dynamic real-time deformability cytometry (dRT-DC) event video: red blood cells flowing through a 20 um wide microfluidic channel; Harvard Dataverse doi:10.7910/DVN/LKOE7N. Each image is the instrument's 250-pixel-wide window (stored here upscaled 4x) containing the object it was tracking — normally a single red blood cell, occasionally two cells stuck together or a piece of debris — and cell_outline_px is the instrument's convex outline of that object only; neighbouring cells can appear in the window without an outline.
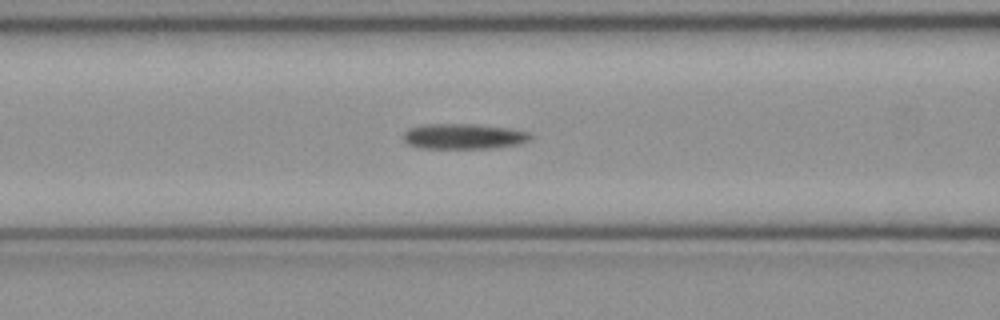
{"species": "common noctule bat (a hibernating species)", "species_latin": "Nyctalus noctula", "temperature_condition": "cold", "stored_images_in_passage": 43, "camera_frame_rate_fps": 3000, "um_per_image_px": 0.085, "animal": {"sex": "female", "body_mass_g": 21.9}, "frame": {"image": 1, "passage_image": 13, "time_ms": 4.0, "image_size_px": [1000, 320], "cell_outline_px": [[532, 136], [528, 140], [520, 144], [492, 148], [420, 148], [408, 144], [404, 140], [404, 132], [408, 128], [424, 124], [476, 124], [512, 128], [528, 132]], "centroid_in_image_um": [39.41, 11.58], "position_along_channel_um": 127.2, "area_um2": 18.9}}
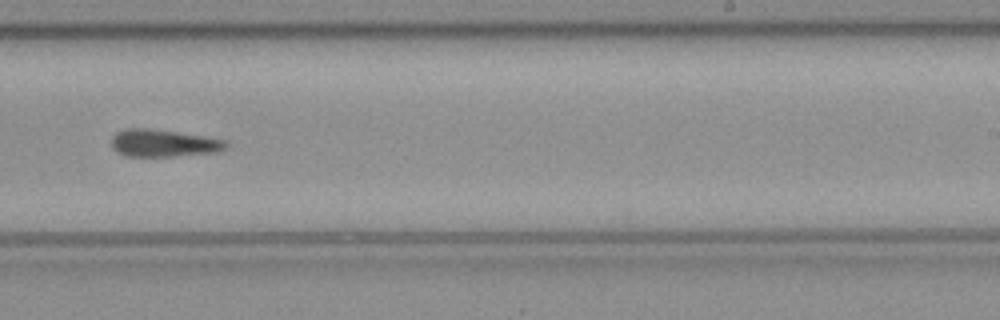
{"frame": {"image": 2, "passage_image": 24, "time_ms": 7.667, "image_size_px": [1000, 320], "cell_outline_px": [[228, 144], [224, 148], [216, 152], [172, 156], [128, 156], [112, 148], [112, 136], [116, 132], [128, 128], [144, 128], [176, 132], [224, 140]], "centroid_in_image_um": [13.85, 12.17], "position_along_channel_um": 275.2, "area_um2": 17.74}}
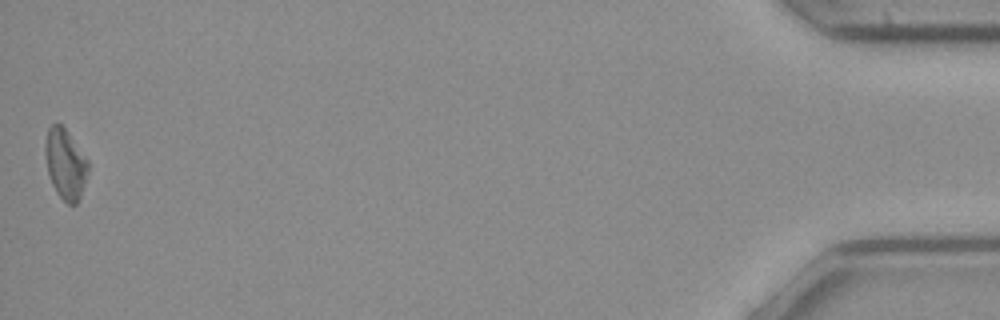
{"frame": {"image": 3, "passage_image": 43, "time_ms": 14.0, "image_size_px": [1000, 320], "cell_outline_px": [[88, 172], [80, 196], [76, 204], [68, 204], [56, 192], [52, 184], [48, 172], [44, 148], [48, 128], [52, 124], [60, 124], [64, 128], [88, 160]], "centroid_in_image_um": [5.55, 13.94], "position_along_channel_um": 429.7, "area_um2": 17.17}}